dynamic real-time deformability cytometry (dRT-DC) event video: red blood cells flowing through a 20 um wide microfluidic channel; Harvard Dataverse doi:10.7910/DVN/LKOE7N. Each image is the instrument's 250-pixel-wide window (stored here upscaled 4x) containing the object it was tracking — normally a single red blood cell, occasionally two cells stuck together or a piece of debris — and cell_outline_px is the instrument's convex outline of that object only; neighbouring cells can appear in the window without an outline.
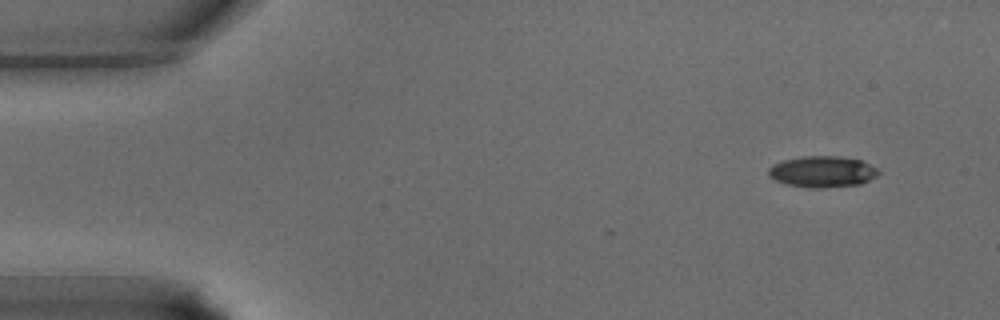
{"species": "common noctule bat (a hibernating species)", "species_latin": "Nyctalus noctula", "temperature_condition": "warm", "stored_images_in_passage": 35, "camera_frame_rate_fps": 3000, "um_per_image_px": 0.085, "animal": {"sex": "male", "body_mass_g": 15.6}, "frame": {"image": 1, "passage_image": 1, "time_ms": 0.0, "image_size_px": [1000, 320], "cell_outline_px": [[880, 172], [876, 176], [860, 184], [824, 188], [812, 188], [788, 184], [776, 180], [768, 176], [768, 168], [772, 164], [784, 160], [804, 156], [840, 156], [860, 160], [876, 168]], "centroid_in_image_um": [69.88, 14.59], "position_along_channel_um": 15.1, "area_um2": 19.88}}
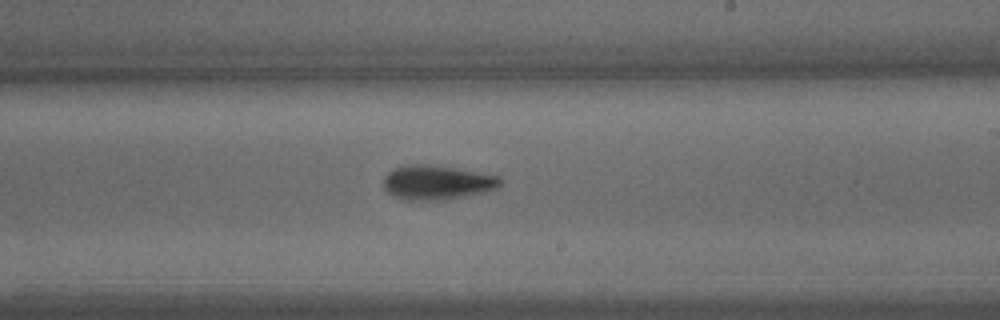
{"frame": {"image": 2, "passage_image": 20, "time_ms": 6.333, "image_size_px": [1000, 320], "cell_outline_px": [[504, 180], [496, 188], [484, 192], [444, 200], [404, 200], [392, 196], [384, 188], [384, 176], [392, 168], [404, 164], [424, 164], [452, 168], [500, 176]], "centroid_in_image_um": [37.1, 15.51], "position_along_channel_um": 251.9, "area_um2": 23.41}}
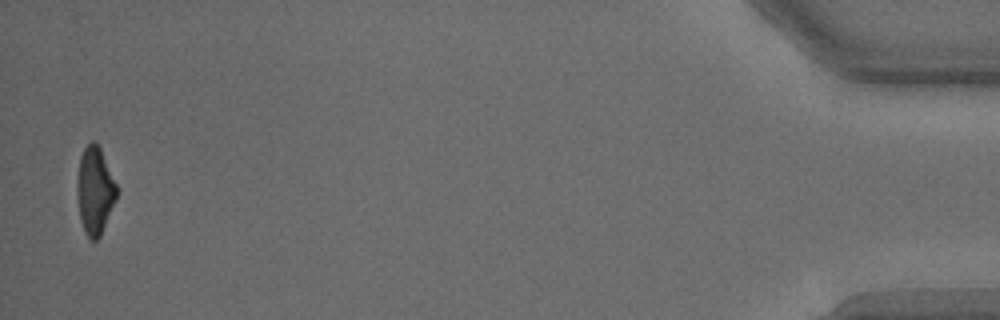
{"frame": {"image": 3, "passage_image": 35, "time_ms": 11.333, "image_size_px": [1000, 320], "cell_outline_px": [[116, 200], [100, 236], [96, 240], [92, 240], [84, 232], [80, 220], [76, 192], [76, 188], [80, 156], [84, 148], [92, 140], [96, 140], [100, 148], [116, 184]], "centroid_in_image_um": [8.04, 16.2], "position_along_channel_um": 427.2, "area_um2": 20.06}}